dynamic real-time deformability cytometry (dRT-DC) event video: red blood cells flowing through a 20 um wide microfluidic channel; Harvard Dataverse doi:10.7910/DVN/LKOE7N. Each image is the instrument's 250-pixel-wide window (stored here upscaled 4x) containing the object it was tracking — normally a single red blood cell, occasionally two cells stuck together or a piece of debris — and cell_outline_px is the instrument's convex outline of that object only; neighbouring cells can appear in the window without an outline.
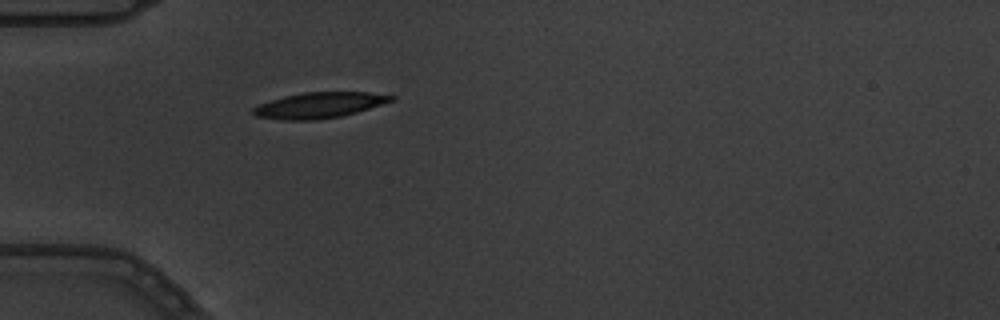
{"species": "common noctule bat (a hibernating species)", "species_latin": "Nyctalus noctula", "temperature_condition": "warm", "stored_images_in_passage": 1, "camera_frame_rate_fps": 3000, "um_per_image_px": 0.085, "animal": {"sex": "male", "body_mass_g": 19.5, "forearm_length_mm": 54.6}, "frame": {"image": 1, "passage_image": 1, "time_ms": 0.0, "image_size_px": [1000, 320], "cell_outline_px": [[396, 100], [356, 112], [340, 116], [316, 120], [284, 120], [256, 116], [252, 112], [252, 108], [268, 100], [284, 96], [304, 92], [368, 92], [396, 96]], "centroid_in_image_um": [27.14, 8.93], "position_along_channel_um": 57.9, "area_um2": 20.69}}